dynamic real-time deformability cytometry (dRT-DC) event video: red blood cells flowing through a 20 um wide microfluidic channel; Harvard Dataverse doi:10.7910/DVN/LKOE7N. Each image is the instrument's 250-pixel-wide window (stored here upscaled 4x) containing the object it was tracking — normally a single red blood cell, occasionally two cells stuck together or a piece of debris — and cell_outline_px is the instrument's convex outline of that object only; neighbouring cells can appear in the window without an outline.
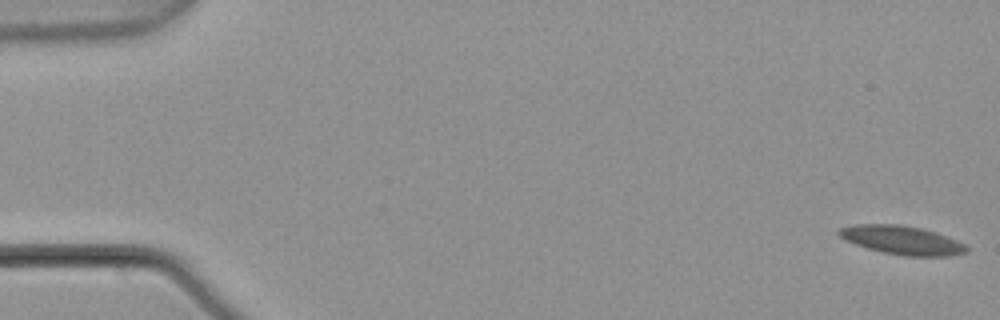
{"species": "common noctule bat (a hibernating species)", "species_latin": "Nyctalus noctula", "temperature_condition": "warm", "stored_images_in_passage": 4, "camera_frame_rate_fps": 3000, "um_per_image_px": 0.085, "animal": {"sex": "male", "body_mass_g": 21.5, "forearm_length_mm": 52.0}, "frame": {"image": 1, "passage_image": 1, "time_ms": 0.0, "image_size_px": [1000, 320], "cell_outline_px": [[968, 252], [948, 256], [904, 256], [884, 252], [868, 248], [856, 244], [840, 236], [836, 232], [840, 228], [856, 224], [900, 224], [920, 228], [956, 240], [964, 244], [968, 248]], "centroid_in_image_um": [76.66, 20.41], "position_along_channel_um": 8.3, "area_um2": 20.92}}